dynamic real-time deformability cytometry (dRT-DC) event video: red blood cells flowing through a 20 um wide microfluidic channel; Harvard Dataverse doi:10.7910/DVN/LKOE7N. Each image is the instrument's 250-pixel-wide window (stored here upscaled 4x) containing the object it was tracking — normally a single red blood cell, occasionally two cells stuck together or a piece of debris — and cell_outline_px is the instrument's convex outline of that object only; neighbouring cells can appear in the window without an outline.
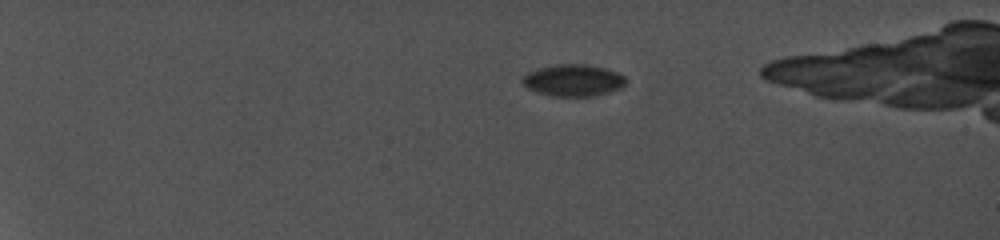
{"species": "common noctule bat (a hibernating species)", "species_latin": "Nyctalus noctula", "temperature_condition": "cold", "stored_images_in_passage": 33, "camera_frame_rate_fps": 5000, "um_per_image_px": 0.085, "animal": {"sex": "female", "body_mass_g": 19.0, "forearm_length_mm": 56.7}, "frame": {"image": 1, "passage_image": 2, "time_ms": 0.6, "image_size_px": [1000, 240], "cell_outline_px": [[628, 80], [620, 88], [608, 92], [592, 96], [552, 96], [528, 88], [520, 80], [528, 72], [540, 68], [556, 64], [588, 64], [604, 68], [616, 72], [624, 76]], "centroid_in_image_um": [48.74, 6.82], "position_along_channel_um": 36.3, "area_um2": 18.96}}
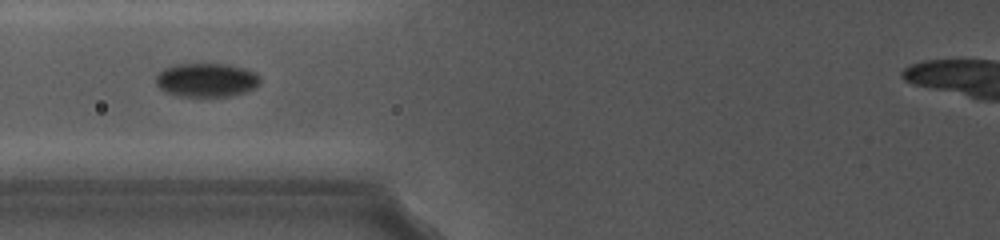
{"frame": {"image": 2, "passage_image": 14, "time_ms": 5.6, "image_size_px": [1000, 240], "cell_outline_px": [[260, 80], [252, 88], [244, 92], [228, 96], [184, 96], [168, 92], [160, 88], [156, 84], [156, 76], [164, 68], [176, 64], [228, 64], [244, 68], [256, 72]], "centroid_in_image_um": [17.54, 6.78], "position_along_channel_um": 108.3, "area_um2": 20.17}}
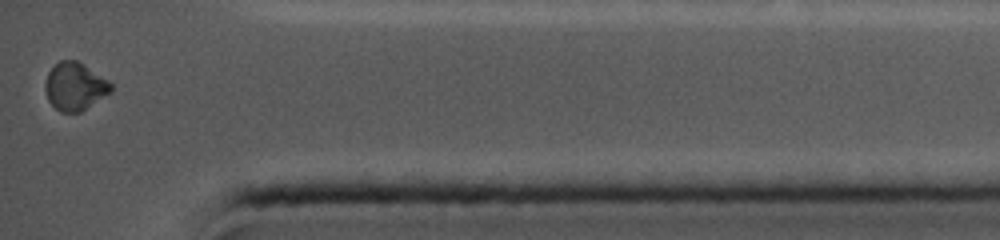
{"frame": {"image": 3, "passage_image": 33, "time_ms": 14.0, "image_size_px": [1000, 240], "cell_outline_px": [[112, 92], [80, 112], [60, 112], [48, 100], [44, 88], [44, 84], [48, 72], [60, 60], [76, 60], [108, 80], [112, 84]], "centroid_in_image_um": [6.36, 7.35], "position_along_channel_um": 428.8, "area_um2": 18.21}, "authors_computed_cell_mechanics": {"area_um2": 19.2474, "velocity_mm_per_s": 3.8603, "shape_relaxation_time_tau1_ms": null, "shape_relaxation_time_tau2_ms": 6.1568, "deformation_change_tau1": null, "deformation_change_tau2": 0.0717}}